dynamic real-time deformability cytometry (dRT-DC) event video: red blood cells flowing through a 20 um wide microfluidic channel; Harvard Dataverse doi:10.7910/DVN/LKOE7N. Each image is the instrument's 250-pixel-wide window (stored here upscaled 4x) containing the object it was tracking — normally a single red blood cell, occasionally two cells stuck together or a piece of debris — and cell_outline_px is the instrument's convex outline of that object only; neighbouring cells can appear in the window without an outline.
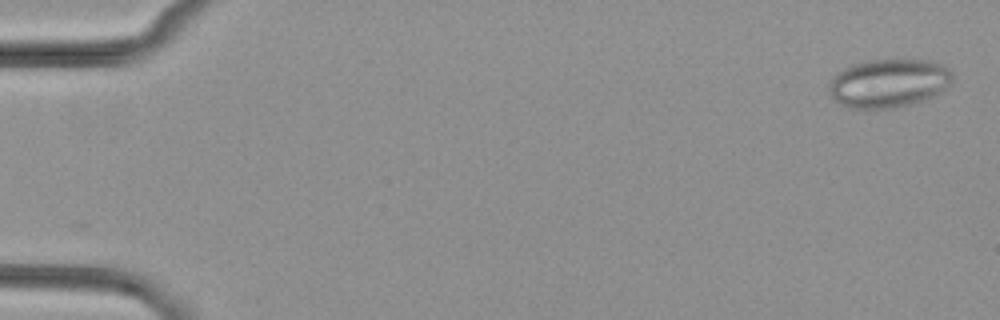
{"species": "common noctule bat (a hibernating species)", "species_latin": "Nyctalus noctula", "temperature_condition": "cold", "stored_images_in_passage": 54, "camera_frame_rate_fps": 3000, "um_per_image_px": 0.085, "animal": {"sex": "female", "body_mass_g": 29.2, "forearm_length_mm": 56.3}, "frame": {"image": 1, "passage_image": 2, "time_ms": 0.333, "image_size_px": [1000, 320], "cell_outline_px": [[952, 80], [944, 88], [932, 96], [896, 108], [848, 108], [840, 104], [832, 96], [828, 88], [828, 84], [832, 76], [844, 68], [852, 64], [868, 60], [928, 60], [944, 64], [952, 72]], "centroid_in_image_um": [75.5, 7.05], "position_along_channel_um": 9.5, "area_um2": 34.74}}
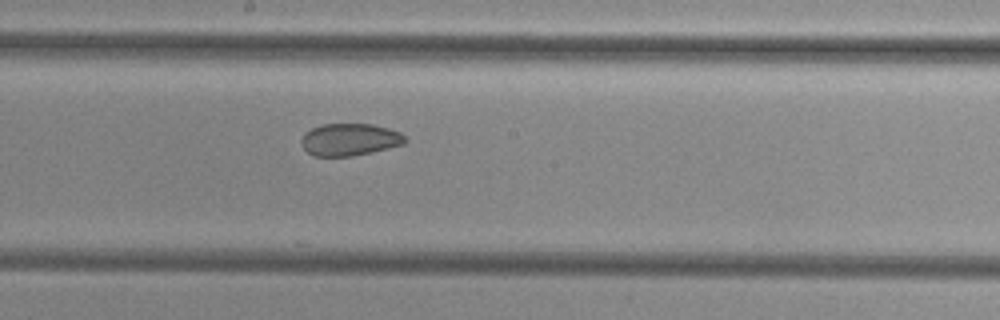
{"frame": {"image": 2, "passage_image": 30, "time_ms": 9.667, "image_size_px": [1000, 320], "cell_outline_px": [[408, 140], [404, 144], [372, 152], [352, 156], [312, 156], [304, 148], [300, 140], [304, 132], [312, 128], [324, 124], [372, 124], [388, 128], [400, 132]], "centroid_in_image_um": [29.72, 11.86], "position_along_channel_um": 218.5, "area_um2": 19.54}}
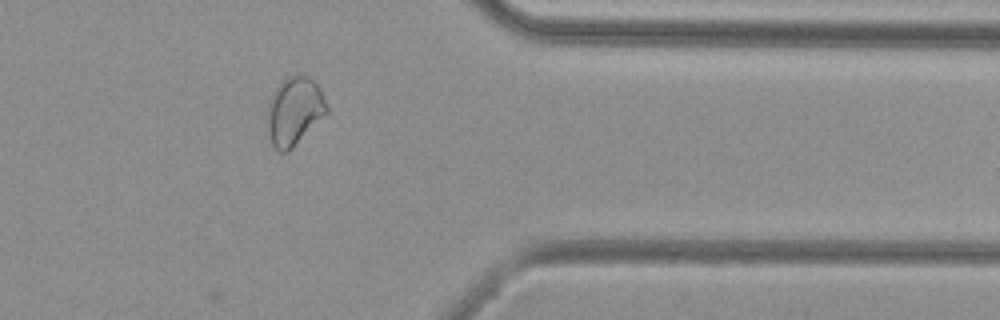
{"frame": {"image": 3, "passage_image": 44, "time_ms": 14.333, "image_size_px": [1000, 320], "cell_outline_px": [[328, 112], [288, 152], [280, 152], [272, 144], [268, 132], [268, 100], [272, 92], [288, 76], [300, 72], [308, 76], [320, 88], [328, 108]], "centroid_in_image_um": [25.02, 9.41], "position_along_channel_um": 386.4, "area_um2": 23.52}}